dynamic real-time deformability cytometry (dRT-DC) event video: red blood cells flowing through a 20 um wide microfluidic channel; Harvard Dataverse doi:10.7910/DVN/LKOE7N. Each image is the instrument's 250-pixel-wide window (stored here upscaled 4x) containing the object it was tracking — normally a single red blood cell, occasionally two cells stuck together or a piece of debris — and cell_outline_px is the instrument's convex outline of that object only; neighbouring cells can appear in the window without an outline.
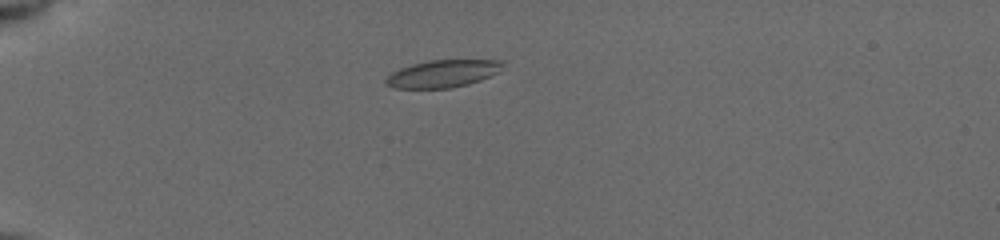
{"species": "common noctule bat (a hibernating species)", "species_latin": "Nyctalus noctula", "temperature_condition": "cold", "stored_images_in_passage": 22, "camera_frame_rate_fps": 3000, "um_per_image_px": 0.085, "animal": {"sex": "female", "body_mass_g": 19.5, "forearm_length_mm": 54.1}, "frame": {"image": 1, "passage_image": 1, "time_ms": 0.0, "image_size_px": [1000, 240], "cell_outline_px": [[504, 64], [500, 72], [480, 80], [468, 84], [452, 88], [392, 88], [384, 84], [384, 80], [392, 72], [400, 68], [412, 64], [428, 60], [504, 60]], "centroid_in_image_um": [37.64, 6.26], "position_along_channel_um": 47.4, "area_um2": 18.84}}
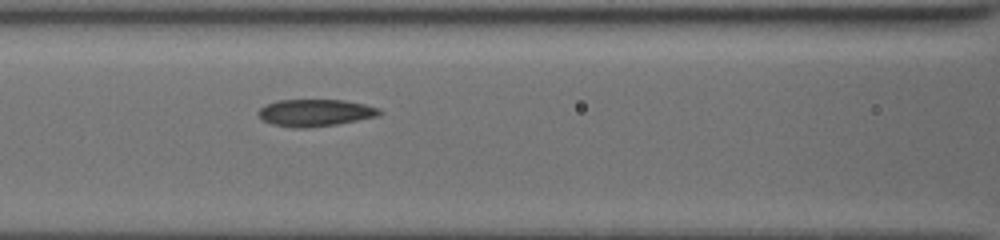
{"frame": {"image": 2, "passage_image": 15, "time_ms": 3.333, "image_size_px": [1000, 240], "cell_outline_px": [[380, 112], [376, 116], [336, 124], [304, 128], [292, 128], [272, 124], [264, 120], [256, 112], [264, 104], [276, 100], [344, 100], [364, 104], [380, 108]], "centroid_in_image_um": [26.73, 9.57], "position_along_channel_um": 139.9, "area_um2": 18.96}}
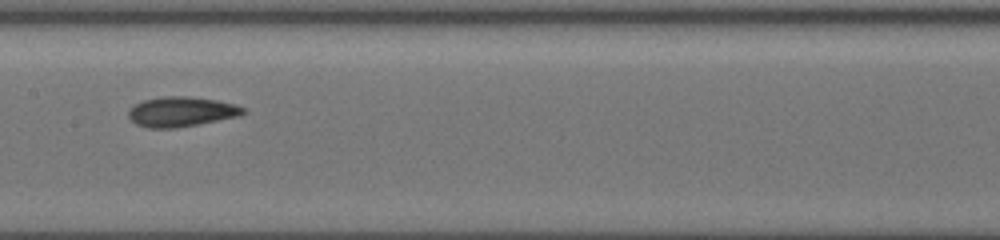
{"frame": {"image": 3, "passage_image": 21, "time_ms": 4.667, "image_size_px": [1000, 240], "cell_outline_px": [[248, 112], [240, 116], [176, 128], [148, 128], [136, 124], [128, 116], [128, 108], [132, 104], [144, 100], [164, 96], [184, 96], [216, 100], [236, 104], [248, 108]], "centroid_in_image_um": [15.43, 9.49], "position_along_channel_um": 192.0, "area_um2": 20.23}}